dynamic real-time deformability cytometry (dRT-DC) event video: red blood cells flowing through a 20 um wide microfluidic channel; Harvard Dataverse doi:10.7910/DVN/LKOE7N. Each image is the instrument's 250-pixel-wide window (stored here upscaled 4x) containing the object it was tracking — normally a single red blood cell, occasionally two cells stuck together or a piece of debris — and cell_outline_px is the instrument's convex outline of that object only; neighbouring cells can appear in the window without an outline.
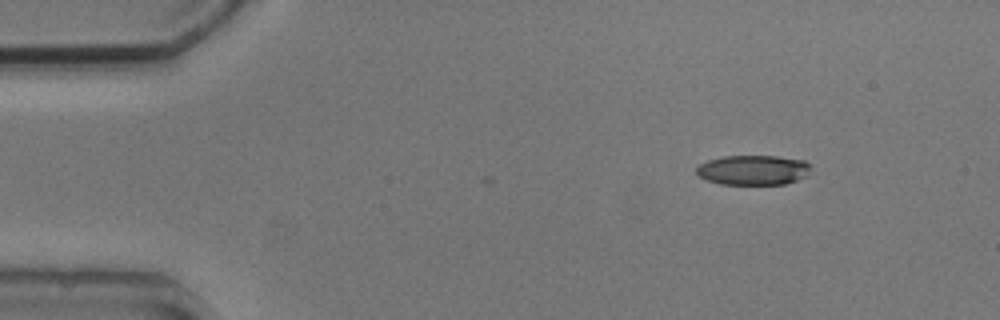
{"species": "common noctule bat (a hibernating species)", "species_latin": "Nyctalus noctula", "temperature_condition": "cold", "stored_images_in_passage": 3, "camera_frame_rate_fps": 3000, "um_per_image_px": 0.085, "animal": {"sex": "male", "body_mass_g": 20.5, "forearm_length_mm": 52.5}, "frame": {"image": 1, "passage_image": 3, "time_ms": 2.333, "image_size_px": [1000, 320], "cell_outline_px": [[808, 168], [804, 176], [796, 180], [784, 184], [720, 184], [708, 180], [700, 176], [696, 172], [696, 168], [700, 164], [708, 160], [724, 156], [776, 156], [804, 160], [808, 164]], "centroid_in_image_um": [63.97, 14.45], "position_along_channel_um": 21.0, "area_um2": 19.54}}